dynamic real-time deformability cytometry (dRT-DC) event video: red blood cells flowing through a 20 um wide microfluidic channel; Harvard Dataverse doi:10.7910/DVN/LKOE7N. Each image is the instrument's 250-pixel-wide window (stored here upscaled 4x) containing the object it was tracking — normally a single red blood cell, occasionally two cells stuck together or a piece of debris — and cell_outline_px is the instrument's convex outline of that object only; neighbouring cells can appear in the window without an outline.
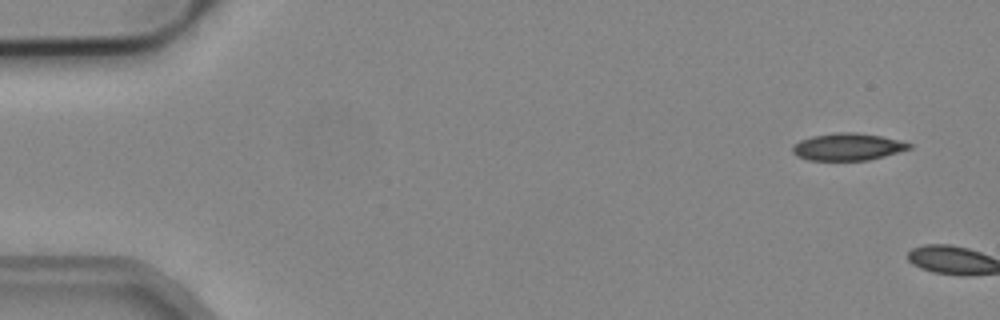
{"species": "common noctule bat (a hibernating species)", "species_latin": "Nyctalus noctula", "temperature_condition": "cold", "stored_images_in_passage": 2, "camera_frame_rate_fps": 3000, "um_per_image_px": 0.085, "animal": {"sex": "male", "body_mass_g": 19.2, "forearm_length_mm": 51.8}, "frame": {"image": 1, "passage_image": 1, "time_ms": 0.0, "image_size_px": [1000, 320], "cell_outline_px": [[912, 148], [884, 156], [868, 160], [808, 160], [796, 156], [792, 152], [792, 144], [800, 140], [812, 136], [836, 132], [856, 132], [880, 136], [900, 140], [912, 144]], "centroid_in_image_um": [72.03, 12.47], "position_along_channel_um": 13.0, "area_um2": 18.55}}